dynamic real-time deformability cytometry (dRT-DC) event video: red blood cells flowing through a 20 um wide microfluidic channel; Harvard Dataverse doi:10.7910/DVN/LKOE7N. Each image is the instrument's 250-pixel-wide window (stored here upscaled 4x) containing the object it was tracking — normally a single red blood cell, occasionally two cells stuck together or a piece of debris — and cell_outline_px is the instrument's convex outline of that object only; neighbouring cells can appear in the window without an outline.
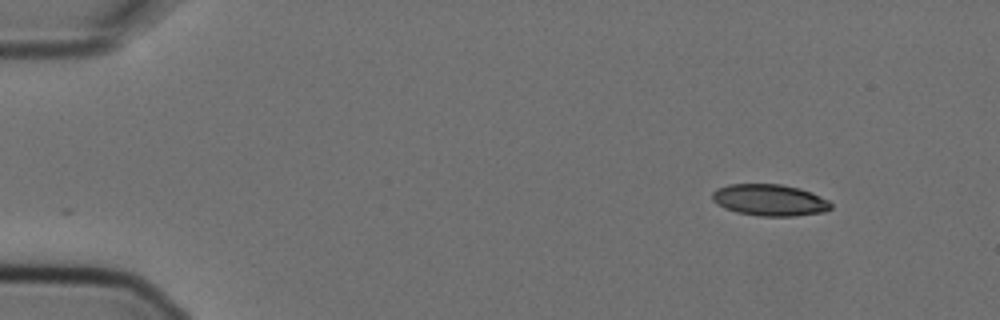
{"species": "Egyptian fruit bat (a non-hibernating species)", "species_latin": "Rousettus aegyptiacus", "temperature_condition": "cold", "stored_images_in_passage": 3, "camera_frame_rate_fps": 3000, "um_per_image_px": 0.085, "animal": {"sex": "female"}, "frame": {"image": 1, "passage_image": 1, "time_ms": 0.0, "image_size_px": [1000, 320], "cell_outline_px": [[832, 208], [824, 212], [796, 216], [756, 216], [736, 212], [724, 208], [716, 204], [712, 200], [712, 192], [716, 188], [728, 184], [780, 184], [800, 188], [812, 192], [828, 200], [832, 204]], "centroid_in_image_um": [65.41, 17.01], "position_along_channel_um": 19.6, "area_um2": 22.14}}